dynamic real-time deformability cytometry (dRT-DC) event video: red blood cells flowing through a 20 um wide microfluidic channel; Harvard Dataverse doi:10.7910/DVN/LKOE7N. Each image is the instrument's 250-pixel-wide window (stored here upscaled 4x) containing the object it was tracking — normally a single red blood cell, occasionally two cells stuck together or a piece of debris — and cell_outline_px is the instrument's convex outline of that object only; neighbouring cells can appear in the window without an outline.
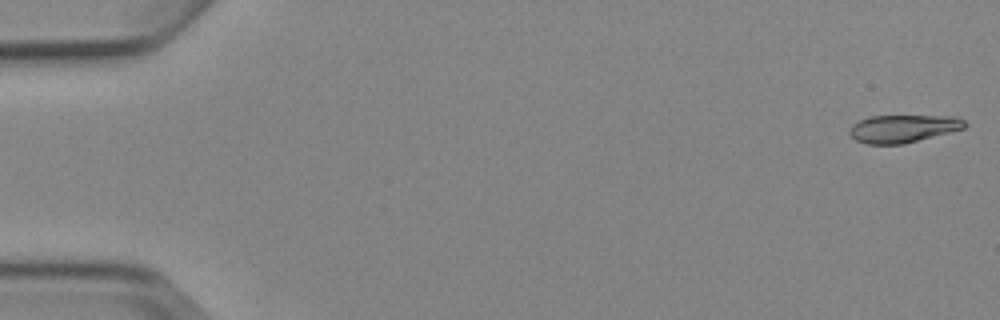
{"species": "Egyptian fruit bat (a non-hibernating species)", "species_latin": "Rousettus aegyptiacus", "temperature_condition": "cold", "stored_images_in_passage": 7, "camera_frame_rate_fps": 3000, "um_per_image_px": 0.085, "animal": {"sex": "female"}, "frame": {"image": 1, "passage_image": 1, "time_ms": 0.0, "image_size_px": [1000, 320], "cell_outline_px": [[968, 124], [964, 128], [904, 144], [868, 144], [856, 140], [848, 132], [848, 128], [852, 124], [860, 120], [872, 116], [956, 116], [964, 120]], "centroid_in_image_um": [76.75, 10.92], "position_along_channel_um": 8.3, "area_um2": 18.55}}
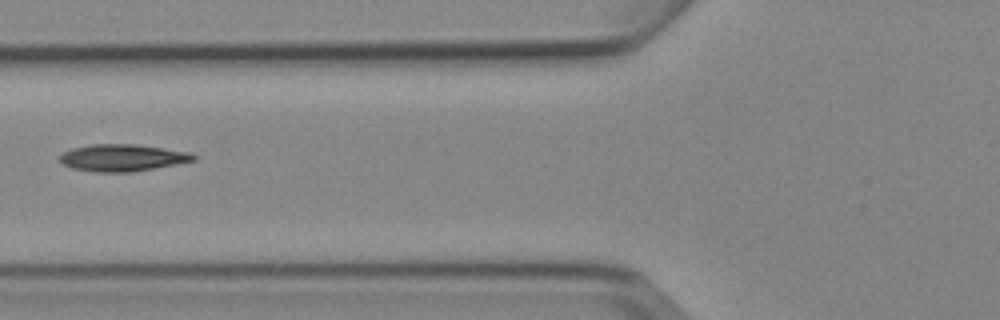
{"frame": {"image": 2, "passage_image": 6, "time_ms": 6.667, "image_size_px": [1000, 320], "cell_outline_px": [[196, 160], [152, 168], [128, 172], [92, 172], [72, 168], [64, 164], [60, 160], [60, 156], [64, 152], [72, 148], [92, 144], [136, 144], [192, 152], [196, 156]], "centroid_in_image_um": [10.41, 13.4], "position_along_channel_um": 115.4, "area_um2": 20.87}}
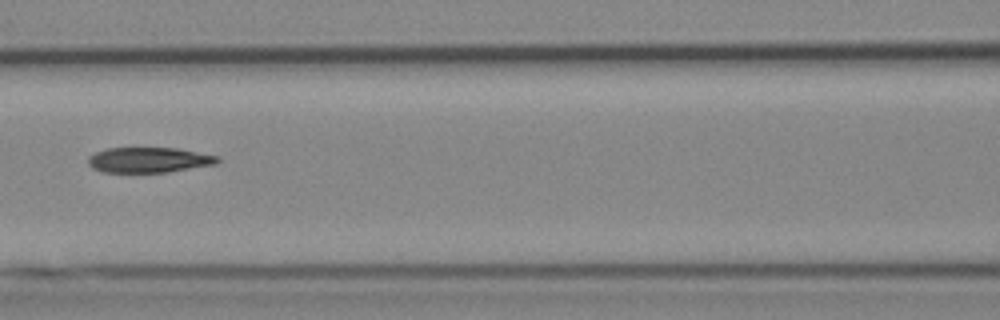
{"frame": {"image": 3, "passage_image": 7, "time_ms": 7.667, "image_size_px": [1000, 320], "cell_outline_px": [[220, 160], [216, 164], [168, 172], [104, 172], [92, 168], [88, 164], [88, 156], [96, 152], [108, 148], [176, 148], [220, 156]], "centroid_in_image_um": [12.66, 13.59], "position_along_channel_um": 153.9, "area_um2": 19.07}}